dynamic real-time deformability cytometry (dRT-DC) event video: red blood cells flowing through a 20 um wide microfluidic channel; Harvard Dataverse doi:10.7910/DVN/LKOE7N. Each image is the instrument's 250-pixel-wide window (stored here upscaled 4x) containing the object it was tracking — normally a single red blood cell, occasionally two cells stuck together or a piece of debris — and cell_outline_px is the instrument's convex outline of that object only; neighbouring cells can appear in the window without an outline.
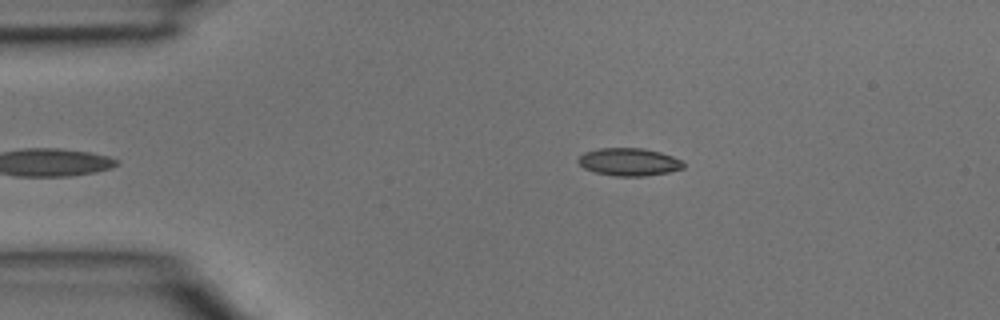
{"species": "common noctule bat (a hibernating species)", "species_latin": "Nyctalus noctula", "temperature_condition": "room temperature", "stored_images_in_passage": 4, "camera_frame_rate_fps": 3000, "um_per_image_px": 0.085, "animal": {"sex": "male", "body_mass_g": 15.6}, "frame": {"image": 1, "passage_image": 4, "time_ms": 1.0, "image_size_px": [1000, 320], "cell_outline_px": [[684, 168], [668, 172], [644, 176], [616, 176], [596, 172], [584, 168], [576, 160], [584, 152], [600, 148], [644, 148], [660, 152], [672, 156], [680, 160], [684, 164]], "centroid_in_image_um": [53.46, 13.76], "position_along_channel_um": 31.5, "area_um2": 16.88}}